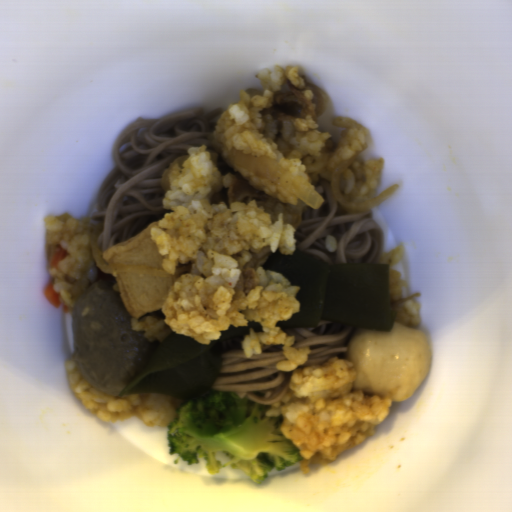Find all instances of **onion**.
I'll return each mask as SVG.
<instances>
[{"mask_svg":"<svg viewBox=\"0 0 512 512\" xmlns=\"http://www.w3.org/2000/svg\"><path fill=\"white\" fill-rule=\"evenodd\" d=\"M229 159L268 180L281 190L299 198L311 208L320 209L324 200L302 176L296 175L271 156H255L232 149Z\"/></svg>","mask_w":512,"mask_h":512,"instance_id":"onion-1","label":"onion"},{"mask_svg":"<svg viewBox=\"0 0 512 512\" xmlns=\"http://www.w3.org/2000/svg\"><path fill=\"white\" fill-rule=\"evenodd\" d=\"M369 143L363 145L362 149L358 151L357 154L352 156L351 158L340 162L338 165L334 167L331 174L330 179V187L333 193L334 198L339 203V205L343 208H346L351 211H368L369 209L380 205L384 202L388 197H390L393 193H395L400 187L397 185H392L372 199L364 202V203H347L344 198L341 196L340 187H339V179L340 175L369 147Z\"/></svg>","mask_w":512,"mask_h":512,"instance_id":"onion-2","label":"onion"},{"mask_svg":"<svg viewBox=\"0 0 512 512\" xmlns=\"http://www.w3.org/2000/svg\"><path fill=\"white\" fill-rule=\"evenodd\" d=\"M91 244V254L98 267L103 273H140L158 277H170L166 270H150L136 266H109L102 257V252L93 241Z\"/></svg>","mask_w":512,"mask_h":512,"instance_id":"onion-3","label":"onion"},{"mask_svg":"<svg viewBox=\"0 0 512 512\" xmlns=\"http://www.w3.org/2000/svg\"><path fill=\"white\" fill-rule=\"evenodd\" d=\"M190 155H184L179 156L176 158L166 169L162 179H161V187L164 190V192H167L171 189L170 187V181H169V175L175 165H178V167H183V163L189 159Z\"/></svg>","mask_w":512,"mask_h":512,"instance_id":"onion-4","label":"onion"},{"mask_svg":"<svg viewBox=\"0 0 512 512\" xmlns=\"http://www.w3.org/2000/svg\"><path fill=\"white\" fill-rule=\"evenodd\" d=\"M206 151H208V152H209V154H210V159H211L212 163L214 164V166L216 167V166H217V164H218V154H217V152H216V151L209 150V149H208V150H206Z\"/></svg>","mask_w":512,"mask_h":512,"instance_id":"onion-5","label":"onion"}]
</instances>
